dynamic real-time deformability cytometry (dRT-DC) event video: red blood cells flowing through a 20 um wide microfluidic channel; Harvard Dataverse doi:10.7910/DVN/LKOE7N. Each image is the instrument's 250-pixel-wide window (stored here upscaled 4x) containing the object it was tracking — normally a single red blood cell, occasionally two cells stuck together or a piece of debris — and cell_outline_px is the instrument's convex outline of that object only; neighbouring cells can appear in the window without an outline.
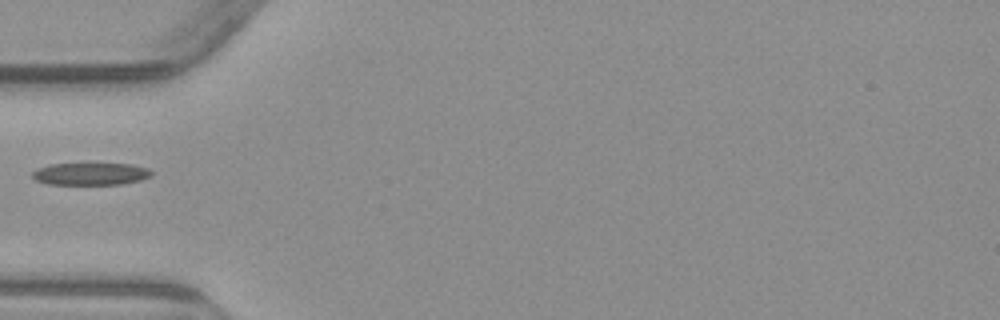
{"species": "common noctule bat (a hibernating species)", "species_latin": "Nyctalus noctula", "temperature_condition": "warm", "stored_images_in_passage": 6, "camera_frame_rate_fps": 3000, "um_per_image_px": 0.085, "animal": {"sex": "male", "body_mass_g": 23.1, "forearm_length_mm": 52.7}, "frame": {"image": 1, "passage_image": 6, "time_ms": 6.0, "image_size_px": [1000, 320], "cell_outline_px": [[152, 176], [140, 180], [120, 184], [48, 184], [36, 180], [32, 176], [32, 172], [36, 168], [52, 164], [132, 164], [148, 168], [152, 172]], "centroid_in_image_um": [7.7, 14.78], "position_along_channel_um": 77.3, "area_um2": 15.37}}